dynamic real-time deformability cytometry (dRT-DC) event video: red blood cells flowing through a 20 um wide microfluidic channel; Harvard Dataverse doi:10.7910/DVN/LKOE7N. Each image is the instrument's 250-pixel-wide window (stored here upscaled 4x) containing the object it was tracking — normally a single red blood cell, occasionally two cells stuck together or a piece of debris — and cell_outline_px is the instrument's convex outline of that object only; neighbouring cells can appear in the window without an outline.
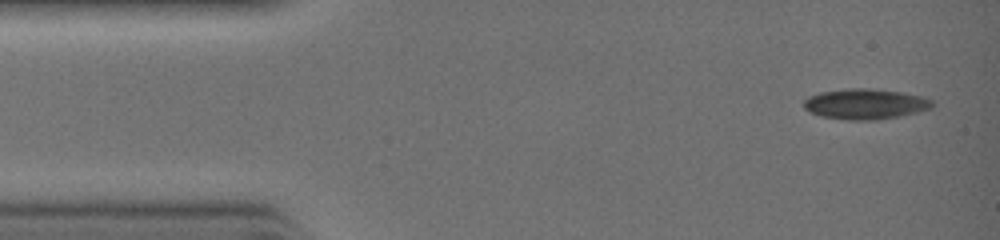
{"species": "common noctule bat (a hibernating species)", "species_latin": "Nyctalus noctula", "temperature_condition": "warm", "stored_images_in_passage": 31, "camera_frame_rate_fps": 3000, "um_per_image_px": 0.085, "animal": {"sex": "female", "body_mass_g": 19.0, "forearm_length_mm": 51.5}, "frame": {"image": 1, "passage_image": 1, "time_ms": 0.0, "image_size_px": [1000, 240], "cell_outline_px": [[932, 104], [928, 108], [916, 112], [876, 120], [848, 120], [824, 116], [812, 112], [804, 108], [804, 100], [808, 96], [820, 92], [848, 88], [868, 88], [900, 92], [920, 96], [932, 100]], "centroid_in_image_um": [73.5, 8.83], "position_along_channel_um": 11.5, "area_um2": 22.31}}
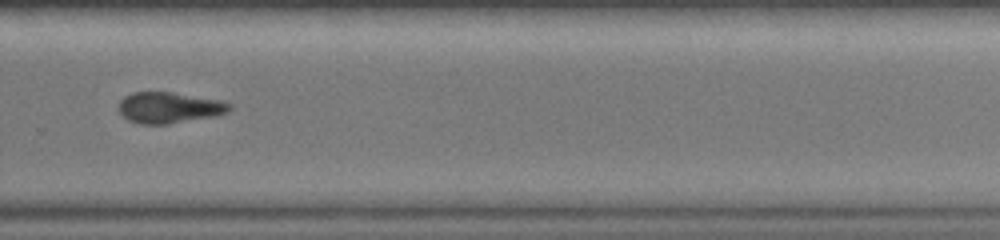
{"frame": {"image": 2, "passage_image": 21, "time_ms": 6.667, "image_size_px": [1000, 240], "cell_outline_px": [[232, 108], [228, 112], [216, 116], [168, 124], [140, 124], [128, 120], [120, 112], [120, 100], [124, 96], [132, 92], [172, 92], [224, 100], [232, 104]], "centroid_in_image_um": [14.44, 9.14], "position_along_channel_um": 315.4, "area_um2": 20.23}}
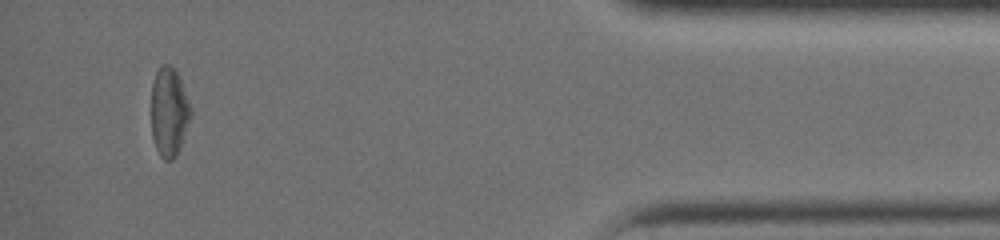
{"frame": {"image": 3, "passage_image": 29, "time_ms": 9.333, "image_size_px": [1000, 240], "cell_outline_px": [[192, 116], [180, 148], [176, 156], [172, 160], [164, 160], [160, 156], [156, 148], [152, 136], [152, 84], [156, 72], [160, 64], [168, 64], [176, 68], [192, 108]], "centroid_in_image_um": [14.39, 9.5], "position_along_channel_um": 420.8, "area_um2": 20.81}}